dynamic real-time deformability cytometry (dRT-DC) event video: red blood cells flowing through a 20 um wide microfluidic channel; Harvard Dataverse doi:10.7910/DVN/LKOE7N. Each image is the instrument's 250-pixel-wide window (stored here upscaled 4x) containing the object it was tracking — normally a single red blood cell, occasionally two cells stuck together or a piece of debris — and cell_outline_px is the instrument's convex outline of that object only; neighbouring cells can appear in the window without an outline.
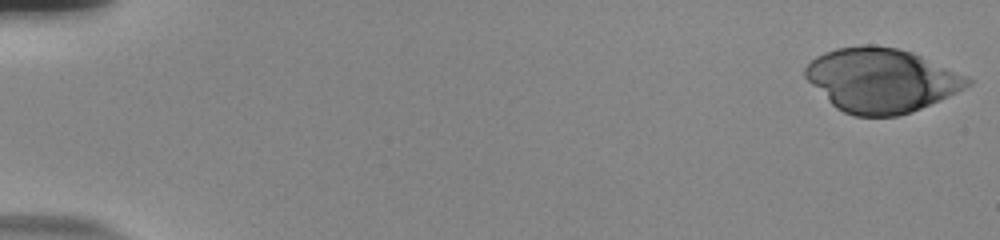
{"species": "human", "species_latin": "Homo sapiens", "temperature_condition": "room temperature", "stored_images_in_passage": 54, "camera_frame_rate_fps": 3000, "um_per_image_px": 0.085, "donor": {"sex": "male"}, "frame": {"image": 1, "passage_image": 1, "time_ms": 0.0, "image_size_px": [1000, 240], "cell_outline_px": [[972, 84], [940, 100], [912, 112], [896, 116], [856, 116], [844, 112], [836, 108], [804, 76], [804, 68], [816, 56], [824, 52], [836, 48], [864, 44], [872, 44], [896, 48], [912, 52], [964, 76], [972, 80]], "centroid_in_image_um": [74.87, 6.81], "position_along_channel_um": 10.1, "area_um2": 59.94}}
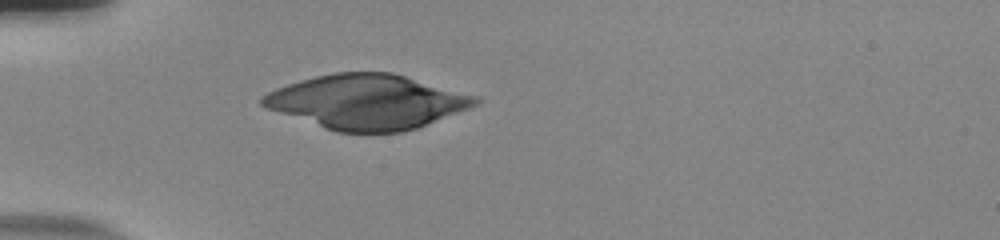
{"frame": {"image": 2, "passage_image": 17, "time_ms": 5.333, "image_size_px": [1000, 240], "cell_outline_px": [[484, 100], [480, 104], [416, 128], [400, 132], [336, 132], [264, 108], [260, 104], [260, 96], [276, 88], [300, 80], [332, 72], [392, 72], [480, 96]], "centroid_in_image_um": [31.21, 8.64], "position_along_channel_um": 53.8, "area_um2": 67.92}}